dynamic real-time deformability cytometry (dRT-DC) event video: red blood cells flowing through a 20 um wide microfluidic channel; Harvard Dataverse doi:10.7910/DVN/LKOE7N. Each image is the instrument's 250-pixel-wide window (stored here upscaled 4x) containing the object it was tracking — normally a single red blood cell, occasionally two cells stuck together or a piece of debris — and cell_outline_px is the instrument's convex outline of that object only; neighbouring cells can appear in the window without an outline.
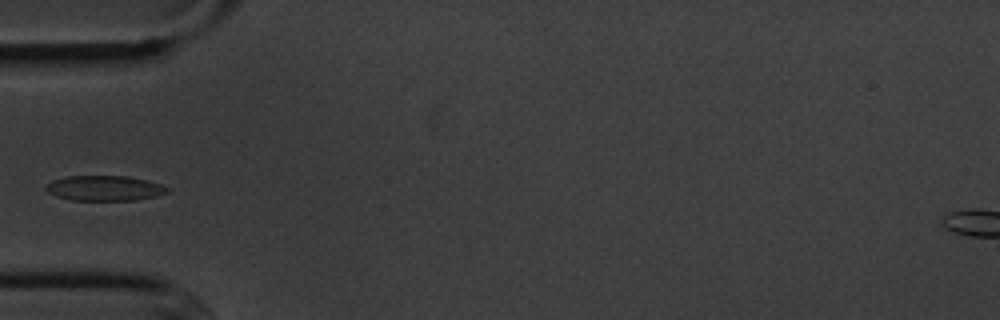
{"species": "common noctule bat (a hibernating species)", "species_latin": "Nyctalus noctula", "temperature_condition": "cold", "stored_images_in_passage": 5, "camera_frame_rate_fps": 3000, "um_per_image_px": 0.085, "animal": {"sex": "male", "body_mass_g": 20.1, "forearm_length_mm": 53.5}, "frame": {"image": 1, "passage_image": 5, "time_ms": 4.667, "image_size_px": [1000, 320], "cell_outline_px": [[172, 192], [156, 196], [136, 200], [68, 200], [56, 196], [48, 192], [44, 188], [52, 180], [64, 176], [128, 176], [160, 184], [168, 188]], "centroid_in_image_um": [8.87, 16.0], "position_along_channel_um": 76.1, "area_um2": 17.86}}